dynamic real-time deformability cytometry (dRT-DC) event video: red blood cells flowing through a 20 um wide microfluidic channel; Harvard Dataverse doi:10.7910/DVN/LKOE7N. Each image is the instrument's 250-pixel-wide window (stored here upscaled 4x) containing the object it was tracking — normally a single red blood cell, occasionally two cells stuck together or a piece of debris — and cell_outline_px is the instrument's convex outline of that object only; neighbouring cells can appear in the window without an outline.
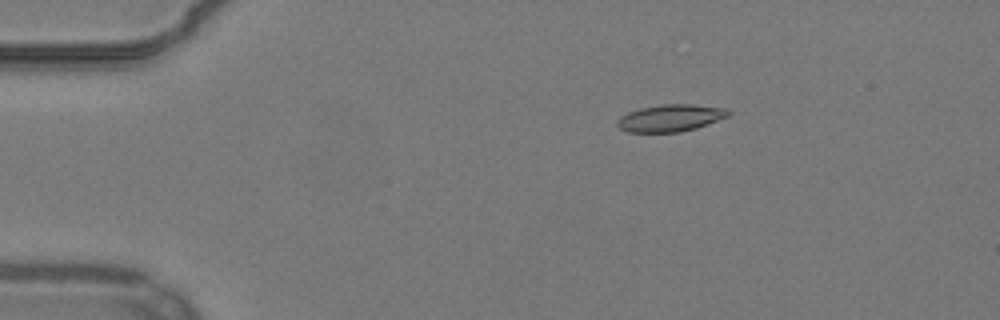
{"species": "common noctule bat (a hibernating species)", "species_latin": "Nyctalus noctula", "temperature_condition": "warm", "stored_images_in_passage": 38, "camera_frame_rate_fps": 3000, "um_per_image_px": 0.085, "animal": {"sex": "male", "body_mass_g": 19.2, "forearm_length_mm": 51.8}, "frame": {"image": 1, "passage_image": 1, "time_ms": 0.0, "image_size_px": [1000, 320], "cell_outline_px": [[732, 112], [728, 116], [696, 128], [680, 132], [628, 132], [620, 128], [616, 124], [616, 120], [620, 116], [628, 112], [640, 108], [664, 104], [692, 104], [724, 108]], "centroid_in_image_um": [56.96, 10.03], "position_along_channel_um": 28.0, "area_um2": 17.46}}
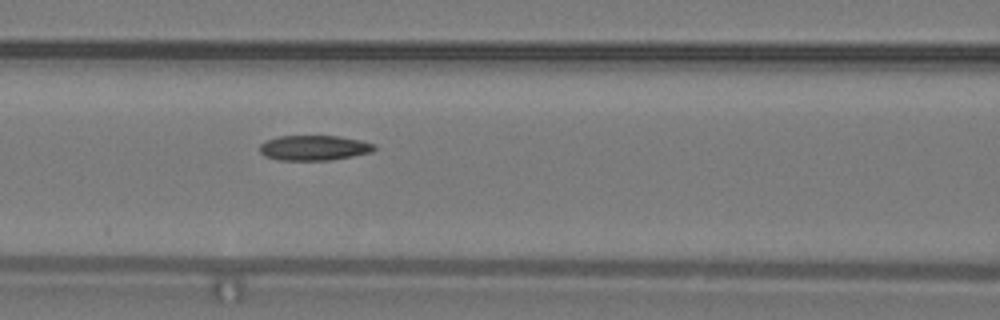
{"frame": {"image": 2, "passage_image": 15, "time_ms": 4.667, "image_size_px": [1000, 320], "cell_outline_px": [[376, 148], [372, 152], [332, 160], [280, 160], [264, 156], [260, 152], [260, 144], [264, 140], [280, 136], [340, 136], [360, 140], [376, 144]], "centroid_in_image_um": [26.69, 12.56], "position_along_channel_um": 139.9, "area_um2": 16.88}}
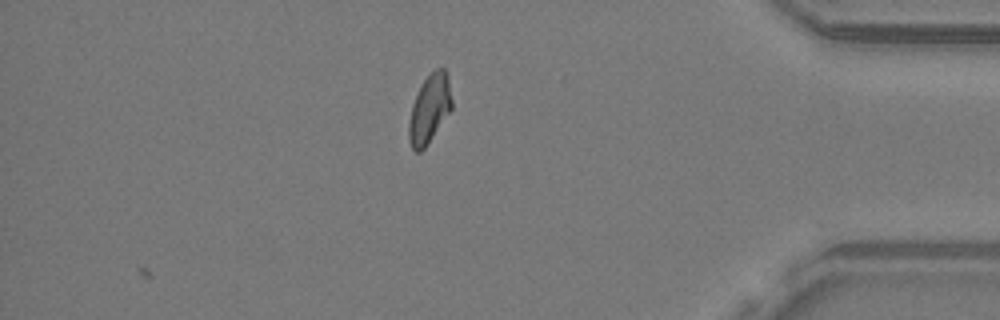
{"frame": {"image": 3, "passage_image": 38, "time_ms": 12.333, "image_size_px": [1000, 320], "cell_outline_px": [[452, 108], [424, 148], [420, 152], [416, 152], [412, 148], [408, 140], [408, 124], [412, 104], [424, 80], [436, 68], [444, 68], [448, 72], [452, 100]], "centroid_in_image_um": [36.51, 9.24], "position_along_channel_um": 398.7, "area_um2": 16.99}, "authors_computed_cell_mechanics": {"area_um2": 17.2822, "velocity_mm_per_s": 3.8332, "shape_relaxation_time_tau1_ms": 9.5744, "shape_relaxation_time_tau2_ms": 5.2404, "deformation_change_tau1": 0.2003, "deformation_change_tau2": 0.1035}}